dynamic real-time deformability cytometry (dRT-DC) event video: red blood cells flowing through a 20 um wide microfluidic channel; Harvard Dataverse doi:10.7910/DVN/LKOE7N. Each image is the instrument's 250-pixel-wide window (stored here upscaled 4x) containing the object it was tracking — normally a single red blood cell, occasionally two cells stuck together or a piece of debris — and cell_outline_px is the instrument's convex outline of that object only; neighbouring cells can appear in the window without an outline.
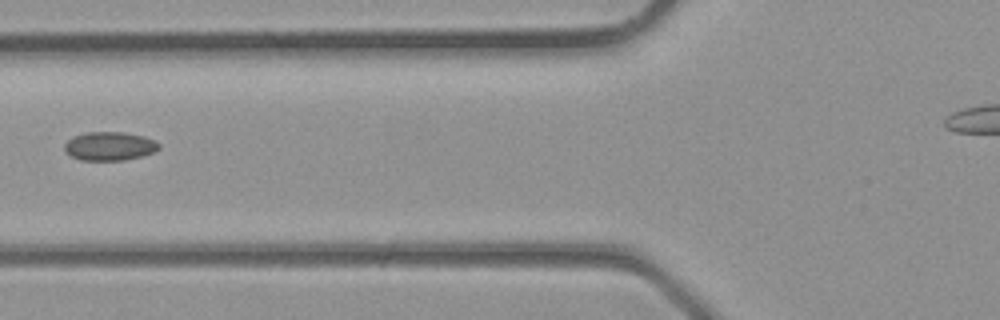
{"species": "common noctule bat (a hibernating species)", "species_latin": "Nyctalus noctula", "temperature_condition": "room temperature", "stored_images_in_passage": 5, "camera_frame_rate_fps": 3000, "um_per_image_px": 0.085, "animal": {"sex": "male", "body_mass_g": 23.1, "forearm_length_mm": 52.7}, "frame": {"image": 1, "passage_image": 5, "time_ms": 1.333, "image_size_px": [1000, 320], "cell_outline_px": [[160, 148], [152, 152], [140, 156], [124, 160], [80, 160], [64, 152], [64, 144], [72, 136], [88, 132], [124, 132], [144, 136], [156, 140], [160, 144]], "centroid_in_image_um": [9.3, 12.41], "position_along_channel_um": 116.5, "area_um2": 15.84}}